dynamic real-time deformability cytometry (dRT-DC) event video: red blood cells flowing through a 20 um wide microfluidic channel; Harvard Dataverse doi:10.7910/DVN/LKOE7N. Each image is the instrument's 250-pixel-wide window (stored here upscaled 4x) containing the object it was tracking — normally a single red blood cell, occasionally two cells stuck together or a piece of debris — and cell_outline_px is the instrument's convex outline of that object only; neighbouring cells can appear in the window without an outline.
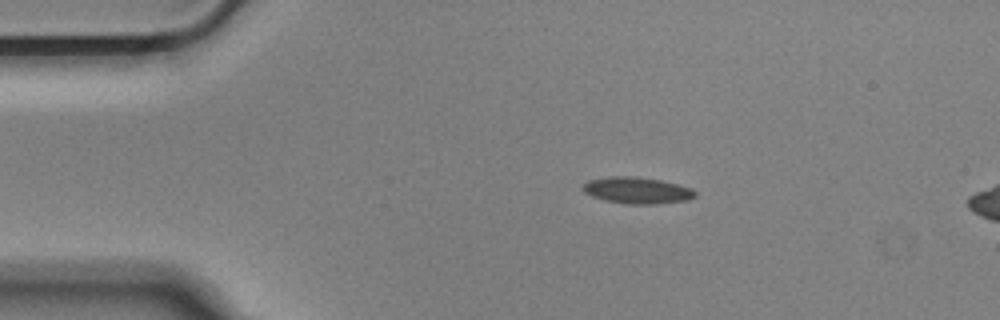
{"species": "Egyptian fruit bat (a non-hibernating species)", "species_latin": "Rousettus aegyptiacus", "temperature_condition": "cold", "stored_images_in_passage": 15, "camera_frame_rate_fps": 3000, "um_per_image_px": 0.085, "animal": {"sex": "male"}, "frame": {"image": 1, "passage_image": 9, "time_ms": 2.667, "image_size_px": [1000, 320], "cell_outline_px": [[696, 196], [688, 200], [656, 204], [628, 204], [604, 200], [592, 196], [584, 192], [584, 184], [588, 180], [612, 176], [632, 176], [660, 180], [692, 188], [696, 192]], "centroid_in_image_um": [54.17, 16.19], "position_along_channel_um": 30.8, "area_um2": 17.22}}